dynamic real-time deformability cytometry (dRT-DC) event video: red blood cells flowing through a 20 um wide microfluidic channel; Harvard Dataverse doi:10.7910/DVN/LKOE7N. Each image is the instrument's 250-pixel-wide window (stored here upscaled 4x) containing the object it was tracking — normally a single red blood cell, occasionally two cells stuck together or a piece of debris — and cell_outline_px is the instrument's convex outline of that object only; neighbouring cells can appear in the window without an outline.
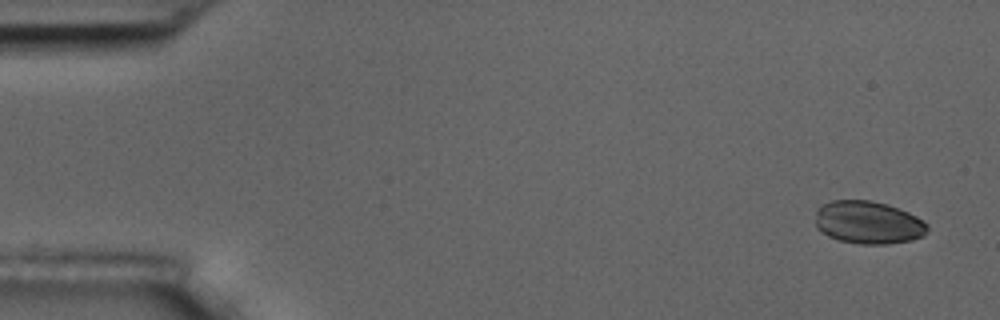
{"species": "common noctule bat (a hibernating species)", "species_latin": "Nyctalus noctula", "temperature_condition": "room temperature", "stored_images_in_passage": 5, "camera_frame_rate_fps": 3000, "um_per_image_px": 0.085, "animal": {"sex": "male", "body_mass_g": 17.5, "forearm_length_mm": 52.3}, "frame": {"image": 1, "passage_image": 1, "time_ms": 0.0, "image_size_px": [1000, 320], "cell_outline_px": [[928, 232], [924, 236], [912, 240], [888, 244], [860, 244], [840, 240], [828, 236], [820, 232], [816, 228], [816, 208], [832, 200], [872, 200], [888, 204], [908, 212], [924, 220], [928, 224]], "centroid_in_image_um": [73.81, 18.91], "position_along_channel_um": 11.2, "area_um2": 28.32}}